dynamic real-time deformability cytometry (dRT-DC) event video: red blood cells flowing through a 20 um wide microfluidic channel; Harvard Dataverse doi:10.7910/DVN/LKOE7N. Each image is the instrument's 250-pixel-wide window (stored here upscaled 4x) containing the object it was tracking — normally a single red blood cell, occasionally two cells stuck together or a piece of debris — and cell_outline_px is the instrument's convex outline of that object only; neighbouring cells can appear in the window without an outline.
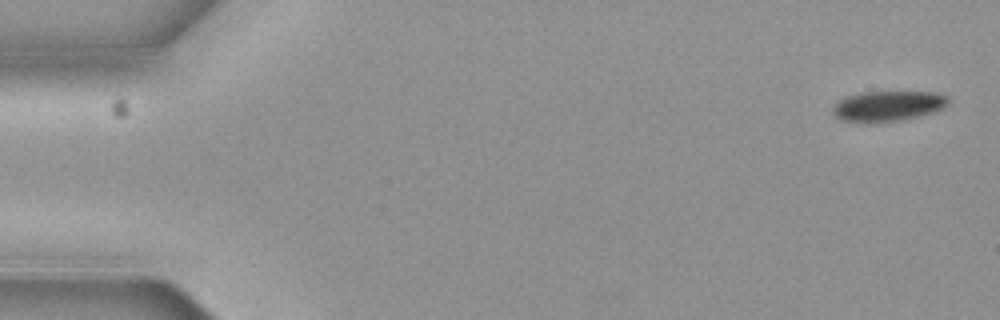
{"species": "common noctule bat (a hibernating species)", "species_latin": "Nyctalus noctula", "temperature_condition": "cold", "stored_images_in_passage": 8, "camera_frame_rate_fps": 3000, "um_per_image_px": 0.085, "animal": {"sex": "female", "body_mass_g": 19.3, "forearm_length_mm": 54.1}, "frame": {"image": 1, "passage_image": 1, "time_ms": 0.0, "image_size_px": [1000, 320], "cell_outline_px": [[948, 104], [932, 112], [900, 120], [844, 120], [836, 116], [832, 112], [832, 108], [840, 100], [848, 96], [860, 92], [936, 92], [948, 96]], "centroid_in_image_um": [75.51, 8.96], "position_along_channel_um": 9.5, "area_um2": 19.48}}
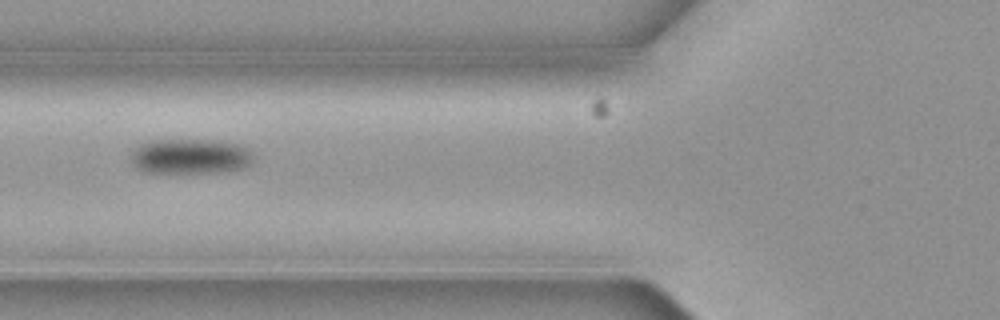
{"frame": {"image": 2, "passage_image": 6, "time_ms": 1.667, "image_size_px": [1000, 320], "cell_outline_px": [[256, 156], [252, 164], [244, 168], [224, 172], [144, 172], [136, 168], [132, 164], [132, 152], [140, 144], [148, 140], [208, 140], [236, 144], [248, 148]], "centroid_in_image_um": [16.22, 13.3], "position_along_channel_um": 109.6, "area_um2": 25.2}}
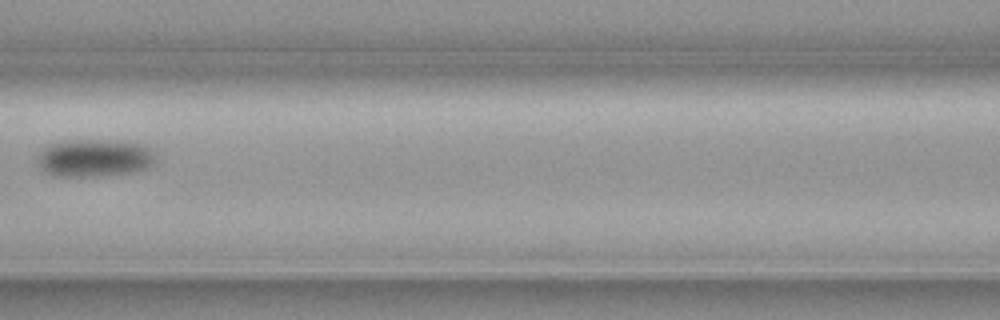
{"frame": {"image": 3, "passage_image": 7, "time_ms": 2.0, "image_size_px": [1000, 320], "cell_outline_px": [[156, 160], [148, 168], [136, 172], [100, 176], [52, 176], [44, 172], [40, 168], [36, 156], [36, 152], [44, 144], [64, 140], [128, 140], [148, 144], [156, 156]], "centroid_in_image_um": [8.02, 13.4], "position_along_channel_um": 158.6, "area_um2": 27.17}}